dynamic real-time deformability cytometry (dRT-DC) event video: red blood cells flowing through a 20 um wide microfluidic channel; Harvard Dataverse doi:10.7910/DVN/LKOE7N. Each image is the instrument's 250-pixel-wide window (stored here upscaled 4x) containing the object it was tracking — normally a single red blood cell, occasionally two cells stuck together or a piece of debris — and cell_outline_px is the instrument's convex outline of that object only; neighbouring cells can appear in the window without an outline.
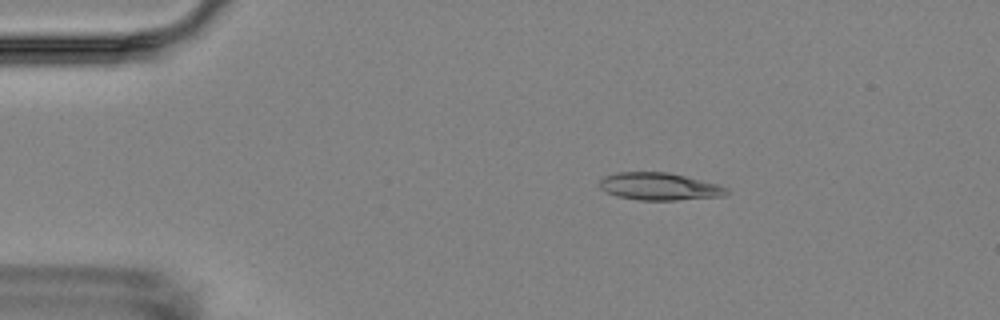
{"species": "Egyptian fruit bat (a non-hibernating species)", "species_latin": "Rousettus aegyptiacus", "temperature_condition": "room temperature", "stored_images_in_passage": 5, "camera_frame_rate_fps": 3000, "um_per_image_px": 0.085, "animal": {"sex": "female"}, "frame": {"image": 1, "passage_image": 3, "time_ms": 2.333, "image_size_px": [1000, 320], "cell_outline_px": [[732, 192], [724, 196], [676, 200], [640, 200], [616, 196], [600, 188], [600, 180], [604, 176], [616, 172], [668, 172], [716, 184], [728, 188]], "centroid_in_image_um": [56.05, 15.85], "position_along_channel_um": 28.9, "area_um2": 20.23}}
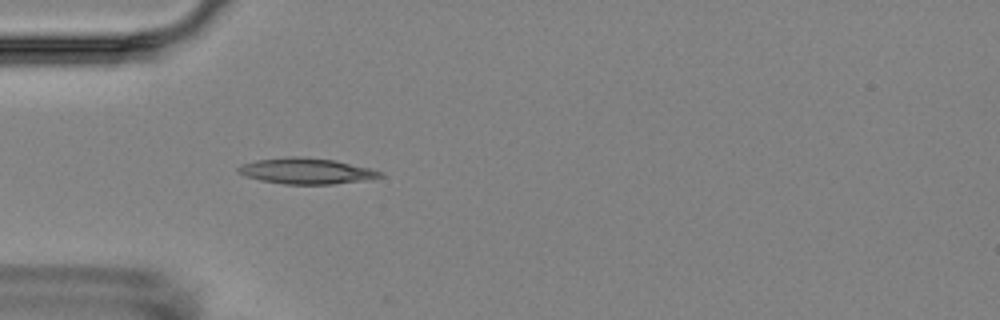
{"frame": {"image": 2, "passage_image": 5, "time_ms": 4.667, "image_size_px": [1000, 320], "cell_outline_px": [[384, 176], [368, 180], [332, 184], [284, 184], [260, 180], [244, 176], [236, 172], [236, 168], [240, 164], [256, 160], [288, 156], [300, 156], [336, 160], [372, 168], [384, 172]], "centroid_in_image_um": [26.05, 14.53], "position_along_channel_um": 59.0, "area_um2": 21.85}}